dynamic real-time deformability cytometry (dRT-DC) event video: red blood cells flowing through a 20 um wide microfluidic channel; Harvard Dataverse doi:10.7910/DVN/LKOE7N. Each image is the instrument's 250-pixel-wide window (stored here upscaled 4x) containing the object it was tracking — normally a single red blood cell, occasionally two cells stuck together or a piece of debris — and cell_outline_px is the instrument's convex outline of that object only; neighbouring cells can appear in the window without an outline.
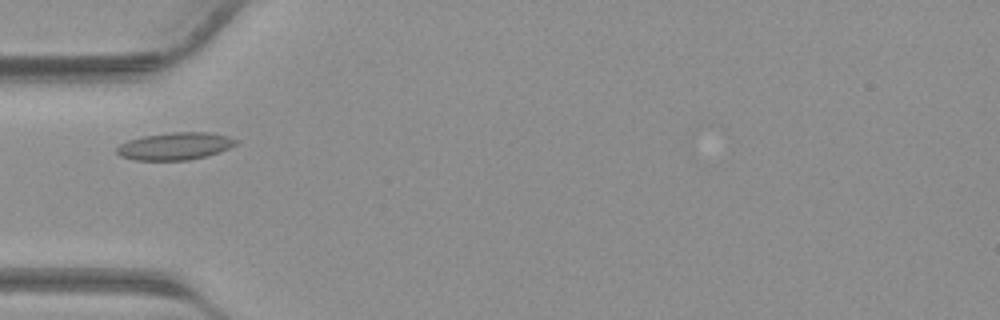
{"species": "common noctule bat (a hibernating species)", "species_latin": "Nyctalus noctula", "temperature_condition": "warm", "stored_images_in_passage": 34, "camera_frame_rate_fps": 3000, "um_per_image_px": 0.085, "animal": {"sex": "male", "body_mass_g": 23.1, "forearm_length_mm": 52.7}, "frame": {"image": 1, "passage_image": 6, "time_ms": 1.667, "image_size_px": [1000, 320], "cell_outline_px": [[240, 140], [236, 144], [220, 152], [208, 156], [188, 160], [136, 160], [120, 156], [116, 152], [116, 148], [120, 144], [128, 140], [144, 136], [172, 132], [208, 132], [228, 136]], "centroid_in_image_um": [14.9, 12.42], "position_along_channel_um": 70.1, "area_um2": 19.07}}
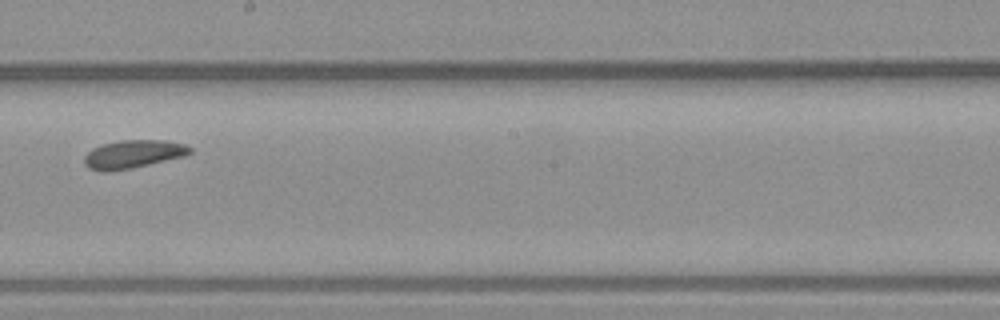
{"frame": {"image": 2, "passage_image": 16, "time_ms": 5.0, "image_size_px": [1000, 320], "cell_outline_px": [[192, 152], [184, 156], [132, 168], [108, 172], [100, 172], [88, 168], [84, 164], [84, 156], [92, 148], [104, 144], [120, 140], [164, 140], [184, 144], [192, 148]], "centroid_in_image_um": [11.29, 13.11], "position_along_channel_um": 236.9, "area_um2": 17.4}}
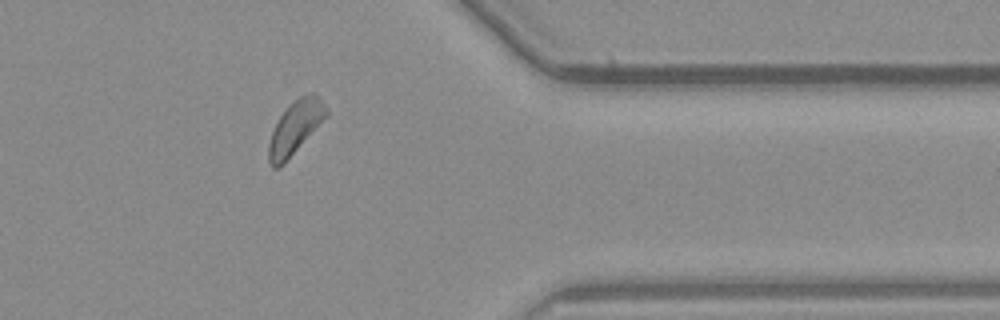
{"frame": {"image": 3, "passage_image": 26, "time_ms": 8.333, "image_size_px": [1000, 320], "cell_outline_px": [[328, 116], [284, 164], [280, 168], [272, 168], [268, 160], [268, 144], [272, 132], [280, 116], [300, 96], [308, 92], [312, 92], [320, 96], [328, 112]], "centroid_in_image_um": [25.12, 10.86], "position_along_channel_um": 386.3, "area_um2": 17.74}}